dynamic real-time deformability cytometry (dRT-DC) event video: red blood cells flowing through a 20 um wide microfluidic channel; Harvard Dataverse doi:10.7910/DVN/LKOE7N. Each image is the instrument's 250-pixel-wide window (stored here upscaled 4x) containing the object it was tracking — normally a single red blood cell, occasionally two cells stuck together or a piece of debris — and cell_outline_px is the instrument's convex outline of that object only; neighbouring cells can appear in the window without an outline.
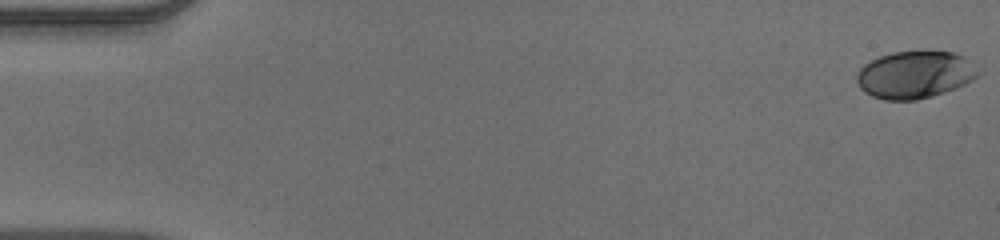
{"species": "human", "species_latin": "Homo sapiens", "temperature_condition": "warm", "stored_images_in_passage": 53, "camera_frame_rate_fps": 3000, "um_per_image_px": 0.085, "donor": {"sex": "male"}, "frame": {"image": 1, "passage_image": 1, "time_ms": 0.0, "image_size_px": [1000, 240], "cell_outline_px": [[976, 76], [972, 80], [964, 84], [944, 92], [916, 100], [884, 100], [872, 96], [864, 92], [860, 88], [856, 80], [856, 76], [860, 68], [864, 64], [880, 56], [892, 52], [924, 48], [952, 52], [964, 56], [976, 72]], "centroid_in_image_um": [77.7, 6.31], "position_along_channel_um": 7.3, "area_um2": 33.7}}
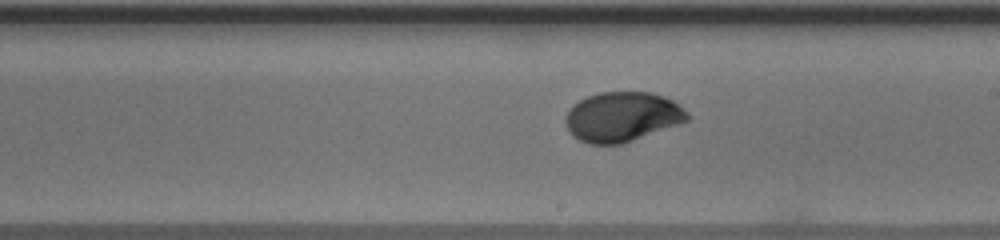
{"frame": {"image": 2, "passage_image": 31, "time_ms": 10.0, "image_size_px": [1000, 240], "cell_outline_px": [[688, 120], [680, 124], [620, 144], [588, 144], [572, 136], [564, 120], [572, 104], [588, 96], [600, 92], [652, 92], [664, 96], [672, 100], [688, 112]], "centroid_in_image_um": [52.88, 9.92], "position_along_channel_um": 236.1, "area_um2": 35.2}}
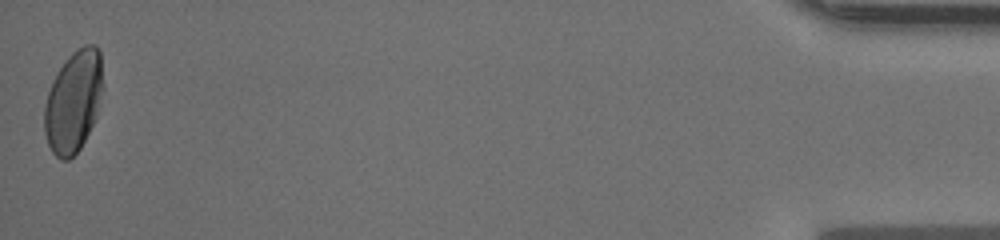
{"frame": {"image": 3, "passage_image": 53, "time_ms": 17.333, "image_size_px": [1000, 240], "cell_outline_px": [[104, 84], [96, 116], [80, 148], [68, 160], [60, 160], [52, 152], [48, 144], [44, 132], [44, 104], [52, 80], [64, 60], [72, 52], [84, 44], [96, 44], [100, 48]], "centroid_in_image_um": [6.25, 8.57], "position_along_channel_um": 429.0, "area_um2": 35.08}, "authors_computed_cell_mechanics": {"area_um2": 34.0442, "velocity_mm_per_s": 3.9042, "shape_relaxation_time_tau1_ms": 4.1511, "shape_relaxation_time_tau2_ms": null, "deformation_change_tau1": 0.1612, "deformation_change_tau2": null}}